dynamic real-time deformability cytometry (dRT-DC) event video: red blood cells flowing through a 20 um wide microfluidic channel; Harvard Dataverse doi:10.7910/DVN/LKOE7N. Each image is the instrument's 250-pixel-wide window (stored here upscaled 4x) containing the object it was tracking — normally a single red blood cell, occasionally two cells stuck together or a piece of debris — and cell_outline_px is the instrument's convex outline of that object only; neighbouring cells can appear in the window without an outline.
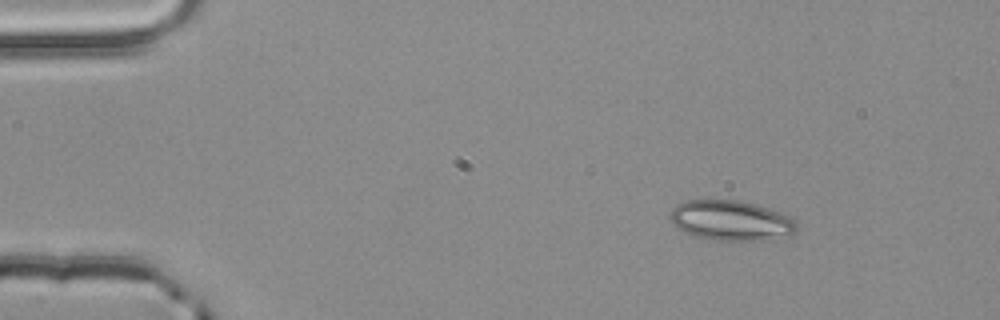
{"species": "common noctule bat (a hibernating species)", "species_latin": "Nyctalus noctula", "temperature_condition": "room temperature", "stored_images_in_passage": 3, "camera_frame_rate_fps": 3000, "um_per_image_px": 0.085, "animal": {"sex": "male", "body_mass_g": 20.4}, "frame": {"image": 1, "passage_image": 1, "time_ms": 0.0, "image_size_px": [1000, 320], "cell_outline_px": [[796, 232], [764, 240], [716, 240], [692, 236], [676, 228], [668, 220], [668, 216], [672, 208], [676, 204], [684, 200], [740, 200], [756, 204], [792, 216], [796, 224]], "centroid_in_image_um": [62.06, 18.73], "position_along_channel_um": 22.9, "area_um2": 29.82}}